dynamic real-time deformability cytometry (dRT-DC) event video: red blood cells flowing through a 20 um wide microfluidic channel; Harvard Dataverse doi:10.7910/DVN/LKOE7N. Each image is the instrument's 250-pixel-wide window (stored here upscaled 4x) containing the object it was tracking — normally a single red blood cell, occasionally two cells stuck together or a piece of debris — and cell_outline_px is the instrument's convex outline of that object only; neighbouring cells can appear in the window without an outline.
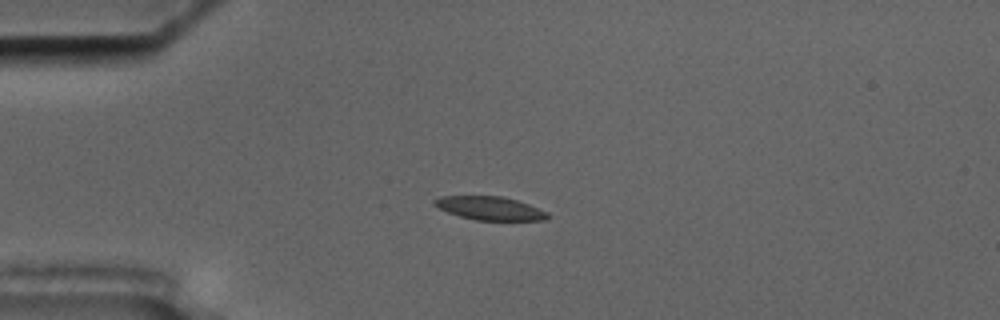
{"species": "common noctule bat (a hibernating species)", "species_latin": "Nyctalus noctula", "temperature_condition": "cold", "stored_images_in_passage": 8, "camera_frame_rate_fps": 3000, "um_per_image_px": 0.085, "animal": {"sex": "male", "body_mass_g": 17.5, "forearm_length_mm": 52.3}, "frame": {"image": 1, "passage_image": 4, "time_ms": 4.667, "image_size_px": [1000, 320], "cell_outline_px": [[548, 216], [544, 220], [476, 220], [460, 216], [448, 212], [432, 204], [432, 200], [440, 196], [504, 196], [528, 204], [548, 212]], "centroid_in_image_um": [41.61, 17.69], "position_along_channel_um": 43.4, "area_um2": 15.37}}